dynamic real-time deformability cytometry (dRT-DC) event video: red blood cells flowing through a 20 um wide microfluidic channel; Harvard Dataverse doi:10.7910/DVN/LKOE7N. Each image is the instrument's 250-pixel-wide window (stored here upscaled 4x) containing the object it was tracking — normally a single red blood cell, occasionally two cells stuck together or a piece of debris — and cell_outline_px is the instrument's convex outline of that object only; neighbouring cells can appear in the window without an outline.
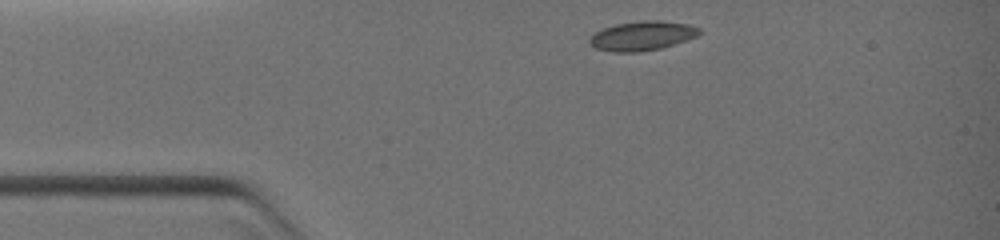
{"species": "common noctule bat (a hibernating species)", "species_latin": "Nyctalus noctula", "temperature_condition": "warm", "stored_images_in_passage": 3, "camera_frame_rate_fps": 3000, "um_per_image_px": 0.085, "animal": {"sex": "female", "body_mass_g": 19.0, "forearm_length_mm": 51.5}, "frame": {"image": 1, "passage_image": 1, "time_ms": 0.0, "image_size_px": [1000, 240], "cell_outline_px": [[700, 32], [696, 36], [660, 48], [636, 52], [612, 52], [596, 48], [588, 44], [588, 40], [596, 32], [604, 28], [616, 24], [644, 20], [660, 20], [688, 24], [700, 28]], "centroid_in_image_um": [54.55, 3.04], "position_along_channel_um": 30.5, "area_um2": 18.5}}